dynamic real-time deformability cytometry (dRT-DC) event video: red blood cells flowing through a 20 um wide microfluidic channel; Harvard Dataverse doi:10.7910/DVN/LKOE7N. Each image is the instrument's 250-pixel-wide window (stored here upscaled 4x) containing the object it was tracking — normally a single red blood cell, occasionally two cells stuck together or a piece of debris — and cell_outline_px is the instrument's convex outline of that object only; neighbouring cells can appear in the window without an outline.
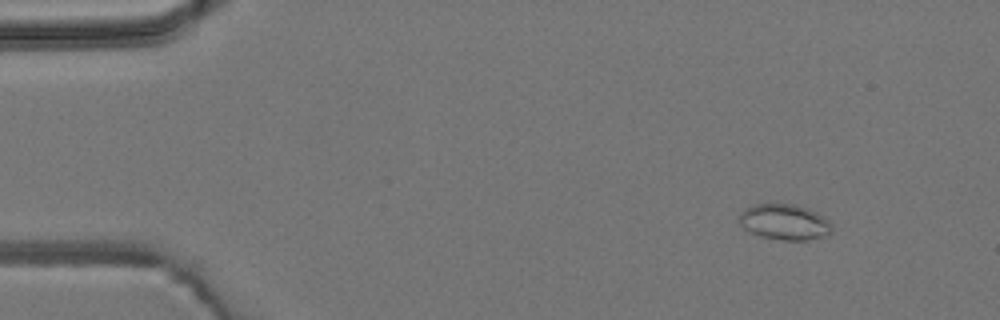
{"species": "common noctule bat (a hibernating species)", "species_latin": "Nyctalus noctula", "temperature_condition": "room temperature", "stored_images_in_passage": 4, "camera_frame_rate_fps": 3000, "um_per_image_px": 0.085, "animal": {"sex": "male", "body_mass_g": 19.2, "forearm_length_mm": 51.8}, "frame": {"image": 1, "passage_image": 1, "time_ms": 0.0, "image_size_px": [1000, 320], "cell_outline_px": [[832, 232], [824, 236], [808, 240], [784, 240], [760, 236], [744, 228], [740, 224], [740, 212], [744, 208], [752, 204], [796, 204], [808, 208], [816, 212], [828, 220], [832, 224]], "centroid_in_image_um": [66.69, 18.86], "position_along_channel_um": 18.3, "area_um2": 19.31}}